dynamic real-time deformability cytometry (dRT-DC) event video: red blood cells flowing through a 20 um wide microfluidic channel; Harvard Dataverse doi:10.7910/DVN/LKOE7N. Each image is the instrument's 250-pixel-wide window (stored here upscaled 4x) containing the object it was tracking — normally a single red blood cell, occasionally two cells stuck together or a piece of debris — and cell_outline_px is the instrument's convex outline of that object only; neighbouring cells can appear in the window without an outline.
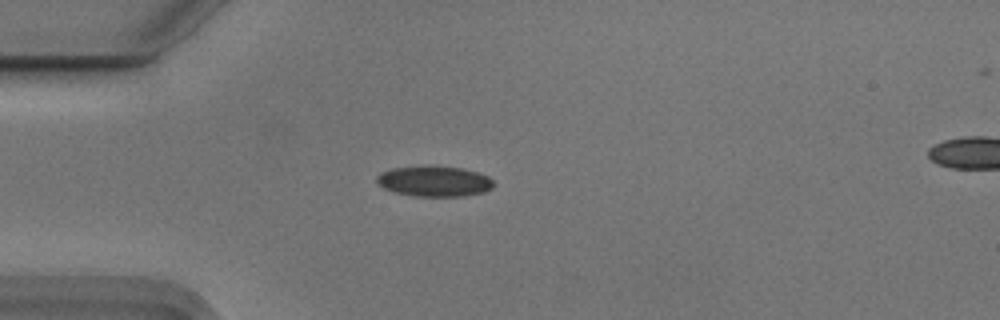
{"species": "Egyptian fruit bat (a non-hibernating species)", "species_latin": "Rousettus aegyptiacus", "temperature_condition": "cold", "stored_images_in_passage": 41, "camera_frame_rate_fps": 3000, "um_per_image_px": 0.085, "animal": {"sex": "male"}, "frame": {"image": 1, "passage_image": 1, "time_ms": 0.0, "image_size_px": [1000, 320], "cell_outline_px": [[492, 188], [484, 192], [464, 196], [416, 196], [396, 192], [384, 188], [376, 180], [376, 176], [380, 172], [392, 168], [424, 164], [428, 164], [460, 168], [476, 172], [488, 176], [492, 180]], "centroid_in_image_um": [36.88, 15.38], "position_along_channel_um": 48.1, "area_um2": 20.98}}
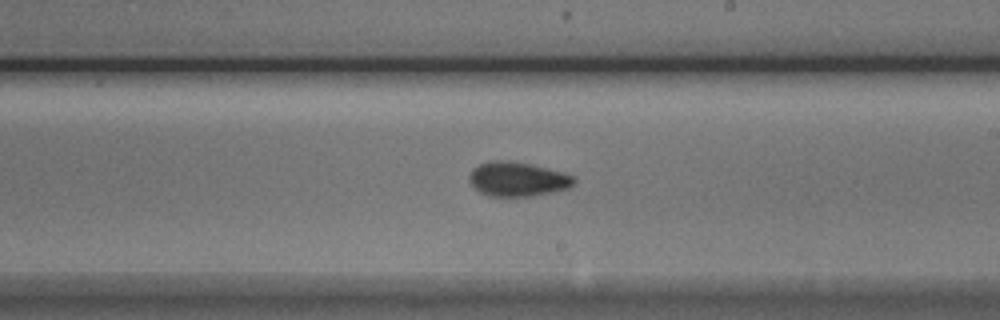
{"frame": {"image": 2, "passage_image": 18, "time_ms": 5.667, "image_size_px": [1000, 320], "cell_outline_px": [[576, 184], [568, 188], [552, 192], [532, 196], [488, 196], [480, 192], [468, 180], [468, 176], [472, 168], [488, 160], [508, 160], [528, 164], [564, 172], [572, 176], [576, 180]], "centroid_in_image_um": [43.98, 15.22], "position_along_channel_um": 245.0, "area_um2": 21.04}}
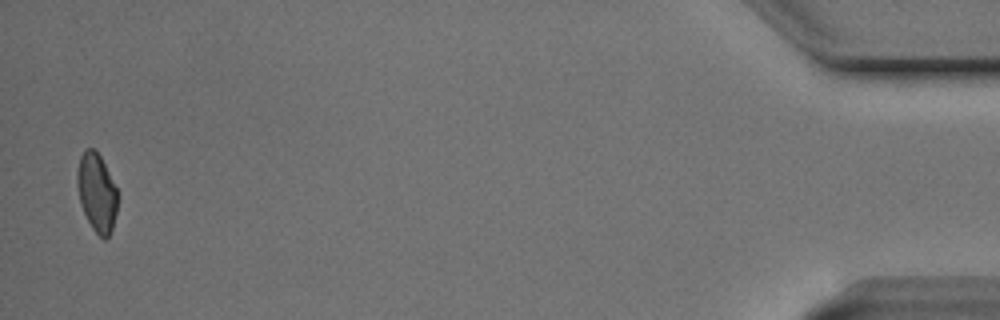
{"frame": {"image": 3, "passage_image": 40, "time_ms": 13.0, "image_size_px": [1000, 320], "cell_outline_px": [[116, 212], [112, 228], [108, 236], [104, 240], [92, 228], [80, 204], [76, 184], [76, 172], [80, 156], [84, 148], [96, 148], [116, 188]], "centroid_in_image_um": [8.18, 16.32], "position_along_channel_um": 427.0, "area_um2": 18.32}, "authors_computed_cell_mechanics": {"area_um2": 19.941, "velocity_mm_per_s": 3.731, "shape_relaxation_time_tau1_ms": 6.9768, "shape_relaxation_time_tau2_ms": 2.5597, "deformation_change_tau1": 0.1112, "deformation_change_tau2": 0.0651}}